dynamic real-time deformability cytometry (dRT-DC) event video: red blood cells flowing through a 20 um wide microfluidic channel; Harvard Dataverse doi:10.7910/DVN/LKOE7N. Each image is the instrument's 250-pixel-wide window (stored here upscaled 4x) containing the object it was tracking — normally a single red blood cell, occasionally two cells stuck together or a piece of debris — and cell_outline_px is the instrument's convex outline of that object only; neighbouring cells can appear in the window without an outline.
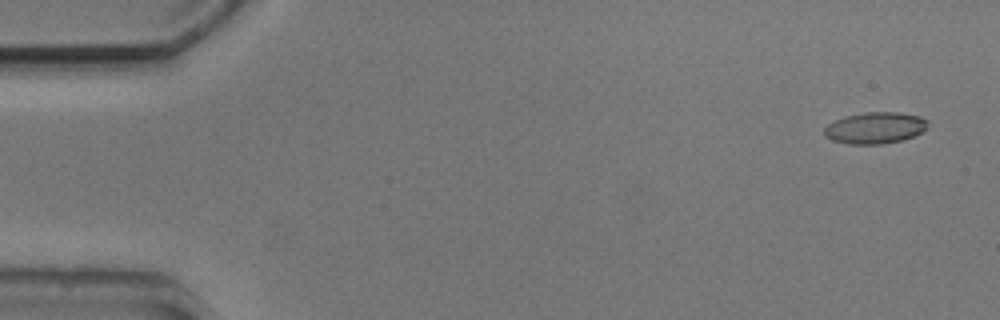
{"species": "common noctule bat (a hibernating species)", "species_latin": "Nyctalus noctula", "temperature_condition": "cold", "stored_images_in_passage": 9, "camera_frame_rate_fps": 3000, "um_per_image_px": 0.085, "animal": {"sex": "male", "body_mass_g": 20.5, "forearm_length_mm": 52.5}, "frame": {"image": 1, "passage_image": 1, "time_ms": 0.0, "image_size_px": [1000, 320], "cell_outline_px": [[928, 128], [912, 136], [900, 140], [880, 144], [848, 144], [832, 140], [824, 136], [824, 128], [828, 124], [844, 116], [864, 112], [900, 112], [920, 116], [928, 120]], "centroid_in_image_um": [74.37, 10.86], "position_along_channel_um": 10.6, "area_um2": 19.02}}